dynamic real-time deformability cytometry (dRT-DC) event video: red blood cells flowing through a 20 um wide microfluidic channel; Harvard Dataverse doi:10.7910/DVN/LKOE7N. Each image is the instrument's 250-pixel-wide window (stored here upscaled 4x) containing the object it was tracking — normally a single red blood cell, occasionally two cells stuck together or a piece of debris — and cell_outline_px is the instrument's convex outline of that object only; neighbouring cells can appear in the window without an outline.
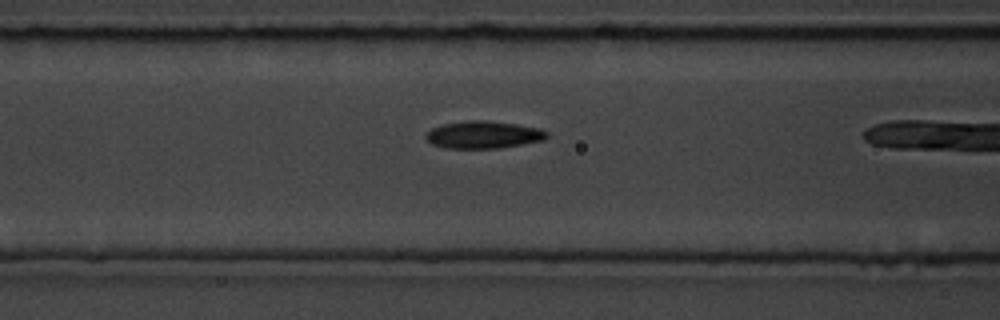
{"species": "common noctule bat (a hibernating species)", "species_latin": "Nyctalus noctula", "temperature_condition": "room temperature", "stored_images_in_passage": 21, "camera_frame_rate_fps": 3000, "um_per_image_px": 0.085, "animal": {"sex": "male", "body_mass_g": 19.5, "forearm_length_mm": 54.6}, "frame": {"image": 1, "passage_image": 20, "time_ms": 6.333, "image_size_px": [1000, 320], "cell_outline_px": [[548, 136], [544, 140], [496, 148], [444, 148], [432, 144], [424, 136], [432, 128], [444, 124], [468, 120], [488, 120], [516, 124], [540, 128], [548, 132]], "centroid_in_image_um": [41.09, 11.44], "position_along_channel_um": 125.5, "area_um2": 19.19}}